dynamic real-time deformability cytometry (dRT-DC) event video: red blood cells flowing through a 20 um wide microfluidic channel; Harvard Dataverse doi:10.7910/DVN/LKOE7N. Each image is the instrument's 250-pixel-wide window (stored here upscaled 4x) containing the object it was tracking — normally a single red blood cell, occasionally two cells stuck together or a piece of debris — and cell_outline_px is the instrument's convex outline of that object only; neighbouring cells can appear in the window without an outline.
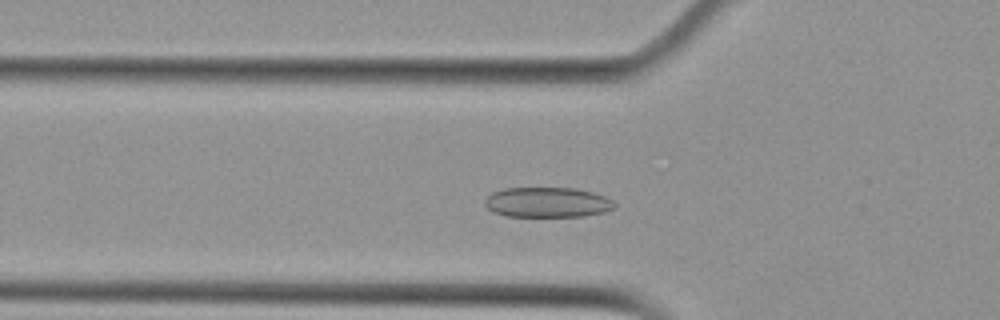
{"species": "Egyptian fruit bat (a non-hibernating species)", "species_latin": "Rousettus aegyptiacus", "temperature_condition": "cold", "stored_images_in_passage": 49, "camera_frame_rate_fps": 3000, "um_per_image_px": 0.085, "animal": {"sex": "female"}, "frame": {"image": 1, "passage_image": 13, "time_ms": 4.0, "image_size_px": [1000, 320], "cell_outline_px": [[616, 208], [604, 212], [584, 216], [504, 216], [492, 212], [484, 204], [484, 200], [492, 192], [504, 188], [576, 188], [592, 192], [604, 196], [612, 200], [616, 204]], "centroid_in_image_um": [46.52, 17.2], "position_along_channel_um": 79.3, "area_um2": 22.89}}
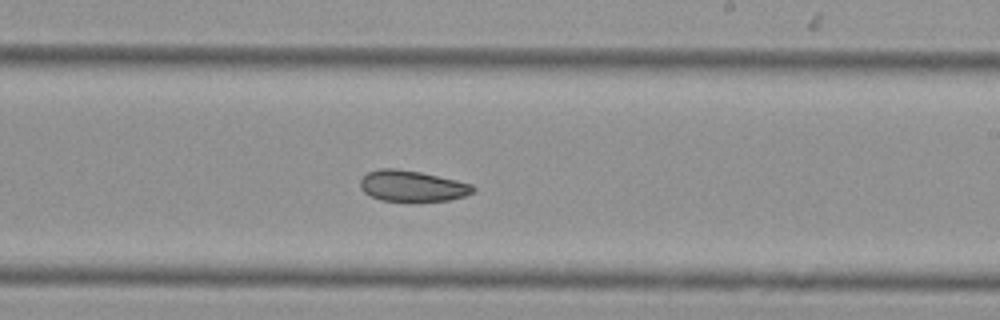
{"frame": {"image": 2, "passage_image": 27, "time_ms": 8.667, "image_size_px": [1000, 320], "cell_outline_px": [[476, 188], [472, 192], [464, 196], [448, 200], [380, 200], [364, 192], [360, 188], [360, 180], [368, 172], [380, 168], [396, 168], [420, 172], [456, 180], [472, 184]], "centroid_in_image_um": [35.02, 15.79], "position_along_channel_um": 254.0, "area_um2": 20.0}}
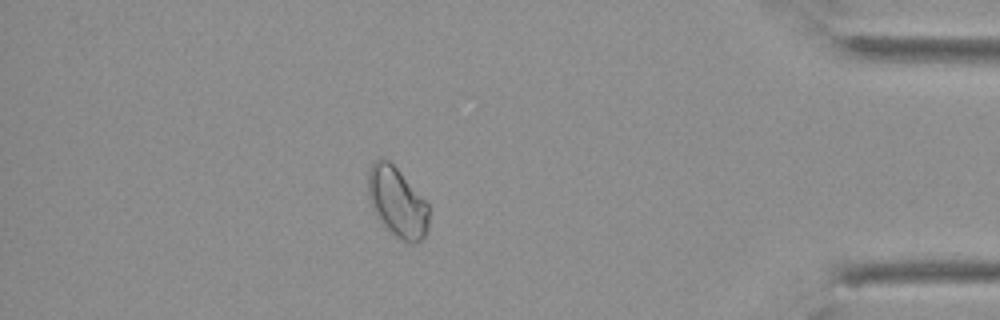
{"frame": {"image": 3, "passage_image": 42, "time_ms": 13.667, "image_size_px": [1000, 320], "cell_outline_px": [[428, 228], [424, 236], [416, 244], [408, 244], [384, 228], [372, 208], [368, 200], [368, 168], [380, 156], [388, 160], [400, 172], [428, 204]], "centroid_in_image_um": [33.73, 17.2], "position_along_channel_um": 401.5, "area_um2": 24.8}}